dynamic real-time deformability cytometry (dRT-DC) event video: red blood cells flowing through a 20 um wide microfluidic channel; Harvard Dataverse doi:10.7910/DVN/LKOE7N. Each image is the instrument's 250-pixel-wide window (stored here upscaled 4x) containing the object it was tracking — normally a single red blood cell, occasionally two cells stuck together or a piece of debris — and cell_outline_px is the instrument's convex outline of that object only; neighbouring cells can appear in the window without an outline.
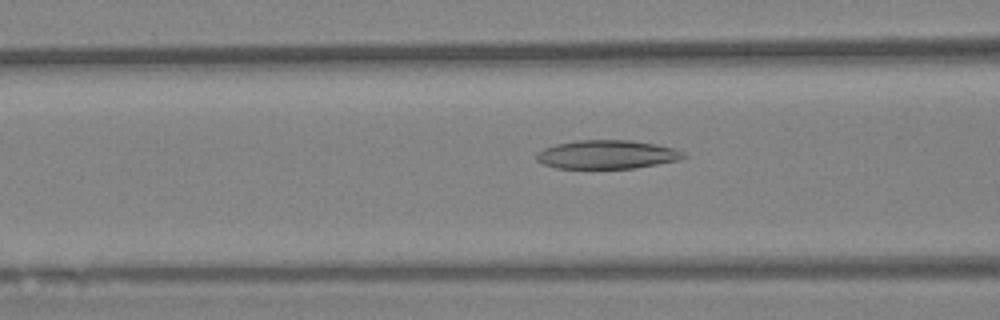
{"species": "Egyptian fruit bat (a non-hibernating species)", "species_latin": "Rousettus aegyptiacus", "temperature_condition": "warm", "stored_images_in_passage": 45, "camera_frame_rate_fps": 3000, "um_per_image_px": 0.085, "animal": {"sex": "female"}, "frame": {"image": 1, "passage_image": 9, "time_ms": 2.667, "image_size_px": [1000, 320], "cell_outline_px": [[688, 156], [676, 160], [636, 168], [556, 168], [544, 164], [536, 160], [536, 152], [544, 148], [556, 144], [576, 140], [628, 140], [656, 144], [676, 148], [684, 152]], "centroid_in_image_um": [51.58, 13.13], "position_along_channel_um": 115.0, "area_um2": 24.57}}
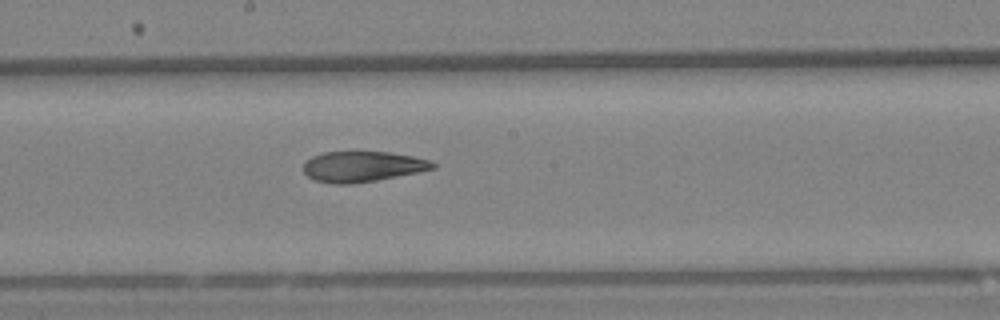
{"frame": {"image": 2, "passage_image": 18, "time_ms": 5.667, "image_size_px": [1000, 320], "cell_outline_px": [[436, 168], [376, 180], [348, 184], [336, 184], [316, 180], [308, 176], [304, 172], [304, 164], [312, 156], [324, 152], [352, 148], [356, 148], [388, 152], [412, 156], [428, 160], [436, 164]], "centroid_in_image_um": [30.77, 14.09], "position_along_channel_um": 217.4, "area_um2": 23.58}}
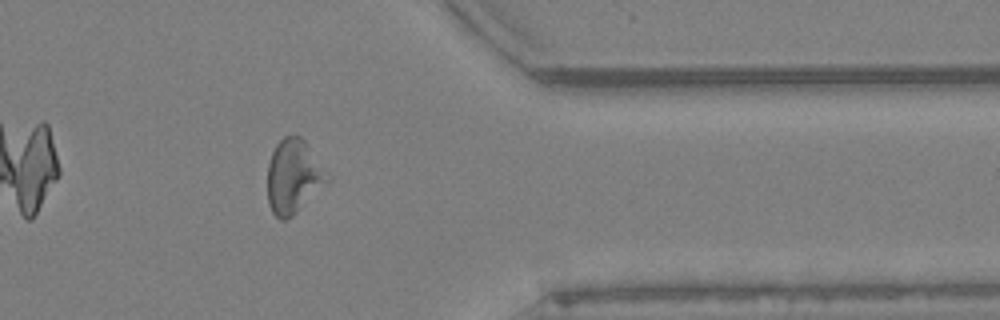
{"frame": {"image": 3, "passage_image": 34, "time_ms": 11.0, "image_size_px": [1000, 320], "cell_outline_px": [[320, 180], [296, 212], [292, 216], [284, 220], [280, 220], [272, 212], [268, 204], [268, 164], [272, 152], [276, 144], [284, 136], [300, 136], [304, 140]], "centroid_in_image_um": [24.66, 15.01], "position_along_channel_um": 386.7, "area_um2": 22.48}, "authors_computed_cell_mechanics": {"area_um2": 23.9292, "velocity_mm_per_s": 3.4283, "shape_relaxation_time_tau1_ms": null, "shape_relaxation_time_tau2_ms": 4.5138, "deformation_change_tau1": null, "deformation_change_tau2": 0.1329}}